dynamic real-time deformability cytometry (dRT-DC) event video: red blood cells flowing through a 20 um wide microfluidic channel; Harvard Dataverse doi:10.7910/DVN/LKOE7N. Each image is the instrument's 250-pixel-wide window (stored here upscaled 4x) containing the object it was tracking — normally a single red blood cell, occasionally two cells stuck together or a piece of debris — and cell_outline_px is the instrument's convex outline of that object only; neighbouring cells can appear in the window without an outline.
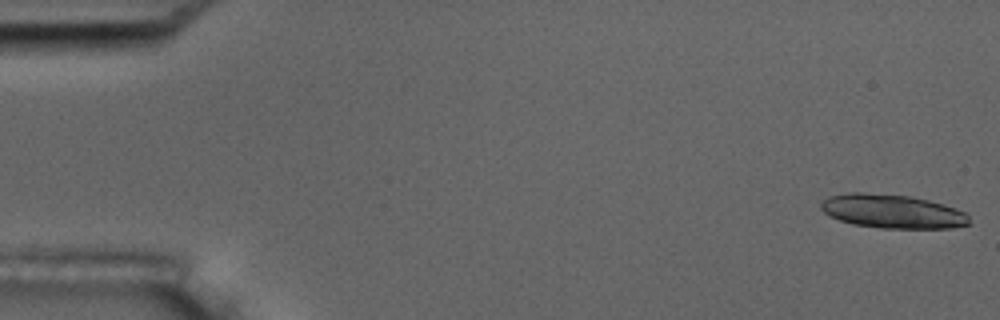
{"species": "common noctule bat (a hibernating species)", "species_latin": "Nyctalus noctula", "temperature_condition": "room temperature", "stored_images_in_passage": 7, "camera_frame_rate_fps": 3000, "um_per_image_px": 0.085, "animal": {"sex": "male", "body_mass_g": 17.5, "forearm_length_mm": 52.3}, "frame": {"image": 1, "passage_image": 1, "time_ms": 0.0, "image_size_px": [1000, 320], "cell_outline_px": [[972, 224], [952, 228], [880, 228], [852, 224], [840, 220], [824, 212], [820, 208], [820, 204], [828, 196], [848, 192], [864, 192], [912, 196], [944, 204], [956, 208], [964, 212], [968, 216]], "centroid_in_image_um": [75.87, 17.96], "position_along_channel_um": 9.1, "area_um2": 29.42}}
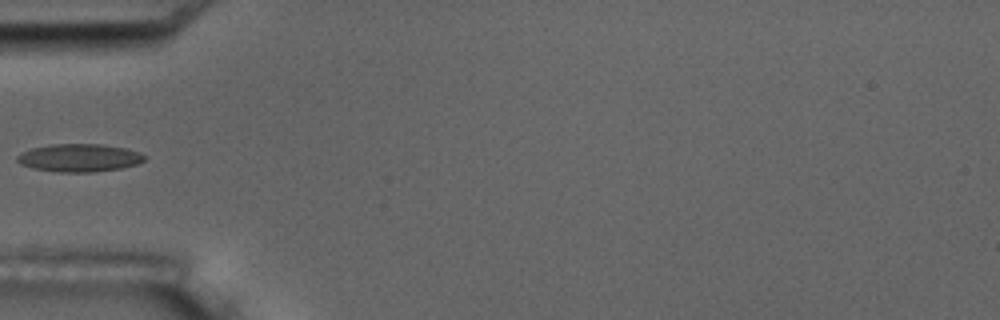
{"frame": {"image": 2, "passage_image": 6, "time_ms": 6.0, "image_size_px": [1000, 320], "cell_outline_px": [[144, 160], [136, 164], [120, 168], [92, 172], [60, 172], [32, 168], [20, 164], [16, 160], [16, 156], [20, 152], [32, 148], [52, 144], [100, 144], [124, 148], [140, 152], [144, 156]], "centroid_in_image_um": [6.68, 13.41], "position_along_channel_um": 78.3, "area_um2": 20.58}}